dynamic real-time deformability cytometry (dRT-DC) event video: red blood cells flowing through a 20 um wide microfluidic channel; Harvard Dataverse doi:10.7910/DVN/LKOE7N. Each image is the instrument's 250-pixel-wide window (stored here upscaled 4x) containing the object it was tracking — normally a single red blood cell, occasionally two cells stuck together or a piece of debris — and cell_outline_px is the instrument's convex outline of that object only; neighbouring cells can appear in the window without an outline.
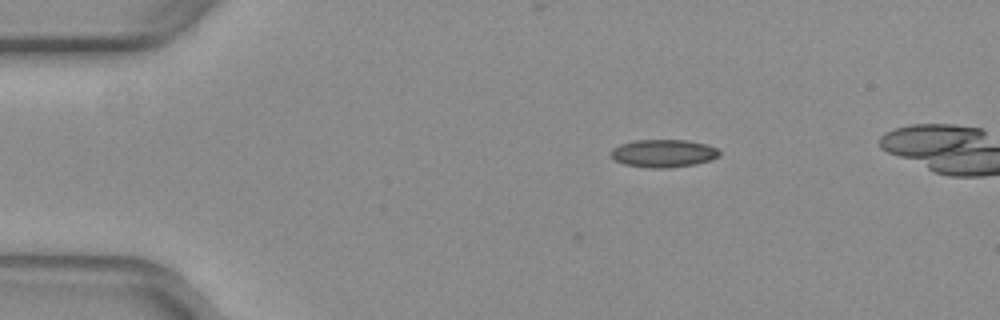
{"species": "common noctule bat (a hibernating species)", "species_latin": "Nyctalus noctula", "temperature_condition": "warm", "stored_images_in_passage": 41, "camera_frame_rate_fps": 3000, "um_per_image_px": 0.085, "animal": {"sex": "female", "body_mass_g": 29.2, "forearm_length_mm": 56.3}, "frame": {"image": 1, "passage_image": 1, "time_ms": 0.0, "image_size_px": [1000, 320], "cell_outline_px": [[716, 152], [712, 156], [704, 160], [684, 164], [636, 164], [624, 160], [624, 156], [632, 144], [664, 140], [668, 140], [696, 144], [708, 148]], "centroid_in_image_um": [56.69, 13.0], "position_along_channel_um": 28.3, "area_um2": 12.31}}
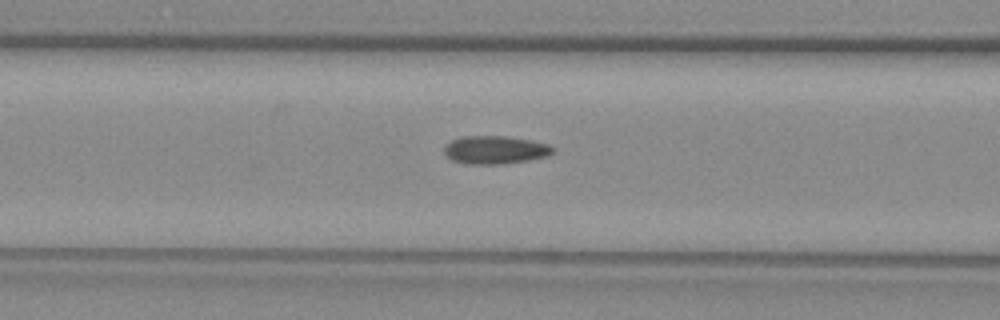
{"frame": {"image": 2, "passage_image": 13, "time_ms": 4.0, "image_size_px": [1000, 320], "cell_outline_px": [[548, 152], [532, 156], [508, 160], [468, 160], [452, 156], [448, 152], [452, 144], [464, 140], [512, 140], [532, 144], [548, 148]], "centroid_in_image_um": [42.04, 12.74], "position_along_channel_um": 124.6, "area_um2": 11.62}}
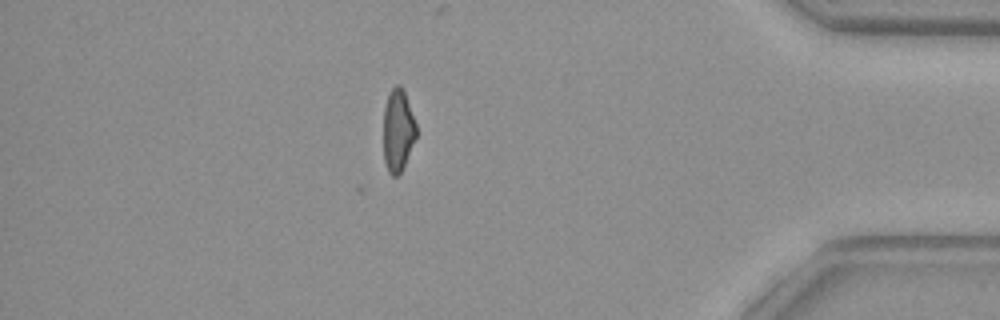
{"frame": {"image": 3, "passage_image": 37, "time_ms": 12.0, "image_size_px": [1000, 320], "cell_outline_px": [[416, 136], [400, 168], [396, 172], [392, 172], [388, 164], [384, 152], [384, 120], [388, 100], [392, 92], [396, 88], [400, 88], [404, 96], [416, 128]], "centroid_in_image_um": [33.82, 11.07], "position_along_channel_um": 401.4, "area_um2": 13.41}, "authors_computed_cell_mechanics": {"area_um2": 12.2536, "velocity_mm_per_s": 3.9746, "shape_relaxation_time_tau1_ms": null, "shape_relaxation_time_tau2_ms": 5.2756, "deformation_change_tau1": null, "deformation_change_tau2": 0.1179}}